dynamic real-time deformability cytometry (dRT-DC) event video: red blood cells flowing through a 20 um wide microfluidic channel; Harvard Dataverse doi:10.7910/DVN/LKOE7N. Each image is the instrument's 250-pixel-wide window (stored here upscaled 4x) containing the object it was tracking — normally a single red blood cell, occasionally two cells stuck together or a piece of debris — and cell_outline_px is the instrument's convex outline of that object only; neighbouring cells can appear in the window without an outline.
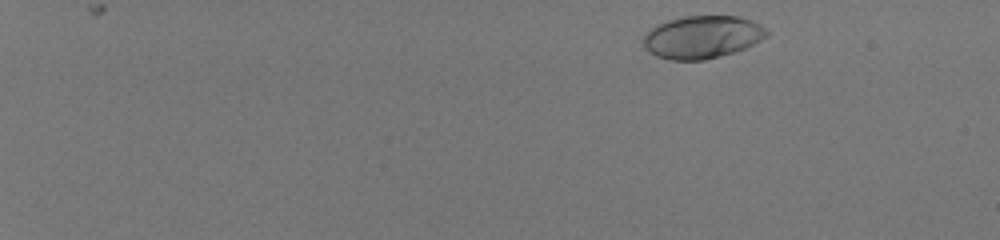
{"species": "human", "species_latin": "Homo sapiens", "temperature_condition": "room temperature", "stored_images_in_passage": 50, "camera_frame_rate_fps": 3000, "um_per_image_px": 0.085, "donor": {"sex": "male"}, "frame": {"image": 1, "passage_image": 2, "time_ms": 0.333, "image_size_px": [1000, 240], "cell_outline_px": [[772, 32], [768, 36], [744, 48], [720, 56], [704, 60], [672, 60], [656, 56], [648, 52], [644, 48], [644, 32], [656, 24], [668, 20], [684, 16], [740, 16], [752, 20], [768, 28]], "centroid_in_image_um": [59.69, 3.13], "position_along_channel_um": 25.3, "area_um2": 31.04}}
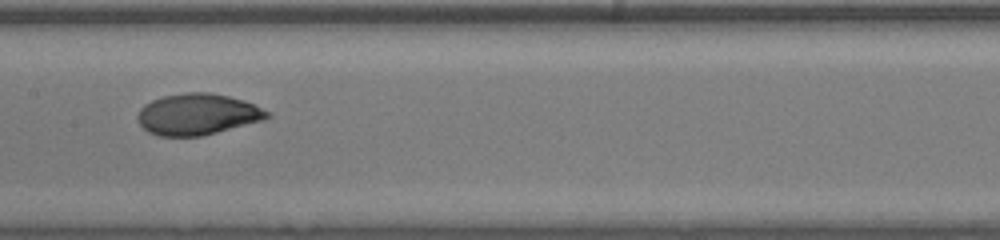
{"frame": {"image": 2, "passage_image": 28, "time_ms": 9.0, "image_size_px": [1000, 240], "cell_outline_px": [[272, 116], [264, 120], [200, 136], [156, 136], [148, 132], [140, 124], [136, 116], [140, 108], [144, 104], [152, 100], [164, 96], [184, 92], [208, 92], [228, 96], [244, 100], [268, 112]], "centroid_in_image_um": [16.75, 9.71], "position_along_channel_um": 190.6, "area_um2": 31.04}}
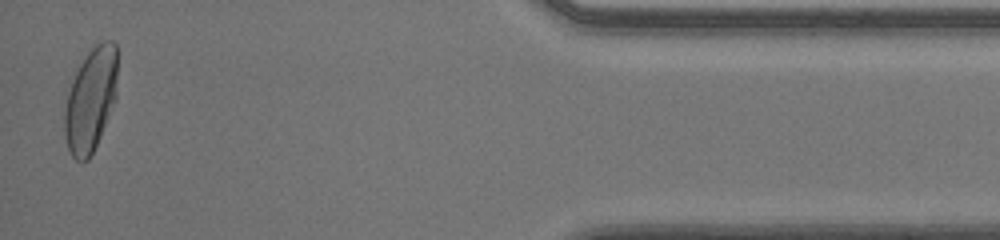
{"frame": {"image": 3, "passage_image": 49, "time_ms": 16.0, "image_size_px": [1000, 240], "cell_outline_px": [[116, 100], [100, 136], [88, 160], [80, 164], [72, 156], [68, 148], [64, 132], [64, 112], [68, 92], [72, 80], [80, 64], [88, 52], [96, 44], [104, 40], [112, 40], [116, 44]], "centroid_in_image_um": [7.7, 8.5], "position_along_channel_um": 427.5, "area_um2": 31.85}, "authors_computed_cell_mechanics": {"area_um2": 30.7496, "velocity_mm_per_s": 4.0622, "shape_relaxation_time_tau1_ms": 3.2956, "shape_relaxation_time_tau2_ms": null, "deformation_change_tau1": 0.1821, "deformation_change_tau2": null}}